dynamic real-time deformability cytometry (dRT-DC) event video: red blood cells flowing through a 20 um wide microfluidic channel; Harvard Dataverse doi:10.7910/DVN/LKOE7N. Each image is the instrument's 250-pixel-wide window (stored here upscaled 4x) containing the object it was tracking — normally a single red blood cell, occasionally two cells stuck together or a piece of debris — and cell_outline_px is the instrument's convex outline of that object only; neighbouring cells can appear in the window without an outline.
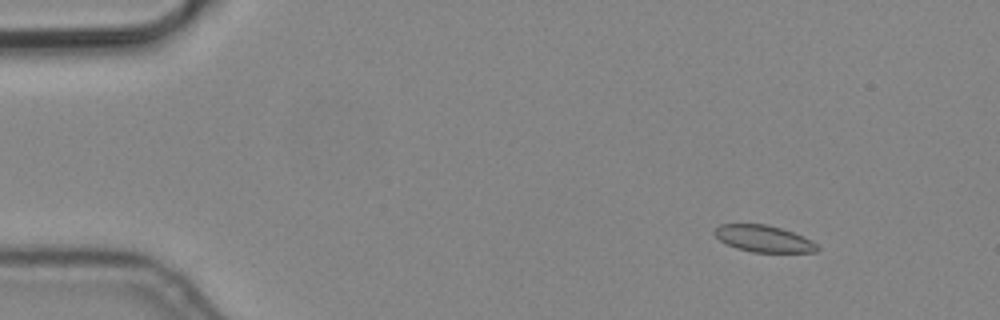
{"species": "common noctule bat (a hibernating species)", "species_latin": "Nyctalus noctula", "temperature_condition": "cold", "stored_images_in_passage": 4, "camera_frame_rate_fps": 3000, "um_per_image_px": 0.085, "animal": {"sex": "male", "body_mass_g": 19.2, "forearm_length_mm": 51.8}, "frame": {"image": 1, "passage_image": 1, "time_ms": 0.0, "image_size_px": [1000, 320], "cell_outline_px": [[820, 248], [816, 252], [752, 252], [736, 248], [720, 240], [712, 232], [720, 224], [768, 224], [804, 236], [812, 240]], "centroid_in_image_um": [64.92, 20.29], "position_along_channel_um": 20.1, "area_um2": 15.95}}
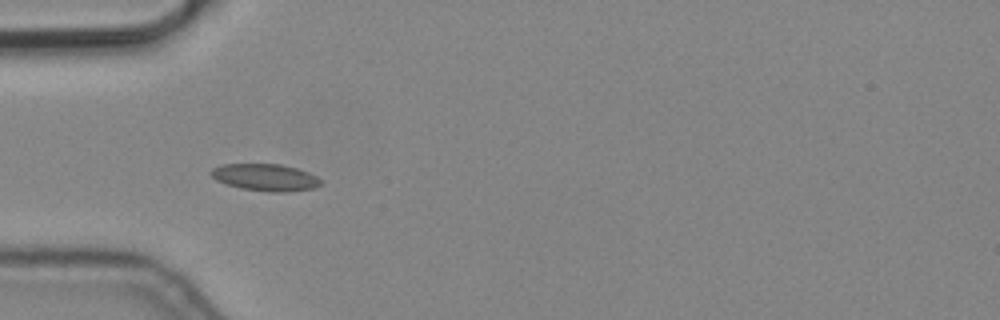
{"frame": {"image": 2, "passage_image": 4, "time_ms": 1.0, "image_size_px": [1000, 320], "cell_outline_px": [[320, 184], [312, 188], [288, 192], [268, 192], [240, 188], [216, 180], [208, 172], [212, 168], [220, 164], [280, 164], [296, 168], [308, 172], [316, 176], [320, 180]], "centroid_in_image_um": [22.51, 15.07], "position_along_channel_um": 62.5, "area_um2": 17.22}}